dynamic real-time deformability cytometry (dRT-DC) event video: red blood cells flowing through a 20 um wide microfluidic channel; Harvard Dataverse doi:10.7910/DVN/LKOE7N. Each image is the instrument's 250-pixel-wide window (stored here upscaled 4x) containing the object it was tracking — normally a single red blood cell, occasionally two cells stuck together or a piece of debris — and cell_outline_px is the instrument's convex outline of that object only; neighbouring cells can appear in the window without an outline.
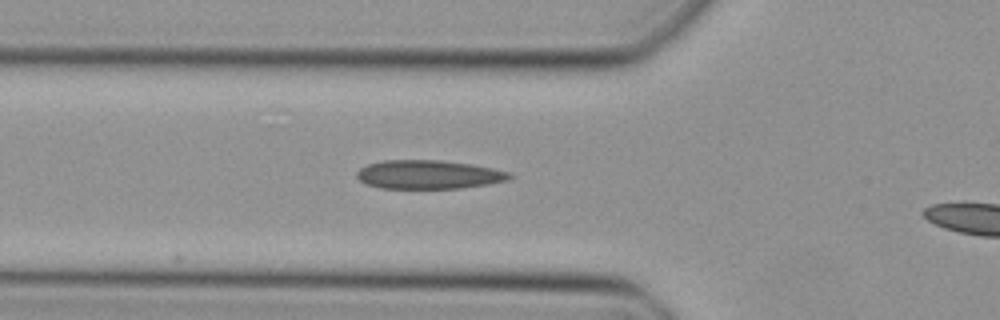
{"species": "Egyptian fruit bat (a non-hibernating species)", "species_latin": "Rousettus aegyptiacus", "temperature_condition": "cold", "stored_images_in_passage": 5, "camera_frame_rate_fps": 3000, "um_per_image_px": 0.085, "animal": {"sex": "female"}, "frame": {"image": 1, "passage_image": 4, "time_ms": 1.0, "image_size_px": [1000, 320], "cell_outline_px": [[316, 276], [272, 276], [96, 272], [176, 252], [180, 252], [316, 272]], "centroid_in_image_um": [17.41, 22.68], "position_along_channel_um": 108.4, "area_um2": 20.0}}